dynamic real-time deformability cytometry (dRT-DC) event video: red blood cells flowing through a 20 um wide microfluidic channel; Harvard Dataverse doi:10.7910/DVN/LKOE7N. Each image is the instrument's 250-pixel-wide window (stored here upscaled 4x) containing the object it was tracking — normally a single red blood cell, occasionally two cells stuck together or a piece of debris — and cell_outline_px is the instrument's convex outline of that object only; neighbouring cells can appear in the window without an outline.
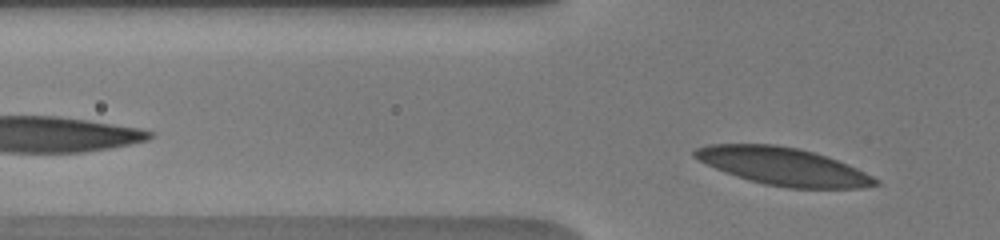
{"species": "human", "species_latin": "Homo sapiens", "temperature_condition": "warm", "stored_images_in_passage": 3, "camera_frame_rate_fps": 3000, "um_per_image_px": 0.085, "donor": {"sex": "male"}, "frame": {"image": 1, "passage_image": 3, "time_ms": 1.667, "image_size_px": [1000, 240], "cell_outline_px": [[880, 184], [860, 188], [788, 188], [764, 184], [736, 176], [716, 168], [692, 156], [692, 152], [696, 148], [708, 144], [776, 144], [800, 148], [836, 160], [856, 168], [880, 180]], "centroid_in_image_um": [66.56, 14.14], "position_along_channel_um": 59.2, "area_um2": 39.3}}